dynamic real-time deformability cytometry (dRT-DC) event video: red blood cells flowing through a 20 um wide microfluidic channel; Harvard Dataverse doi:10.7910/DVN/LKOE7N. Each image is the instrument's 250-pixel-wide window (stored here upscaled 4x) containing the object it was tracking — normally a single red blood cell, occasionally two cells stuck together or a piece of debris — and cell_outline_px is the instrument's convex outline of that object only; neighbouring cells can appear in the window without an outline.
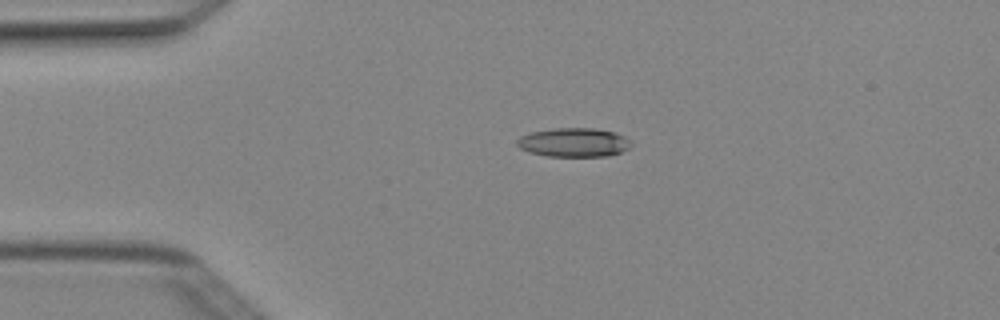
{"species": "Egyptian fruit bat (a non-hibernating species)", "species_latin": "Rousettus aegyptiacus", "temperature_condition": "cold", "stored_images_in_passage": 2, "camera_frame_rate_fps": 3000, "um_per_image_px": 0.085, "animal": {"sex": "female"}, "frame": {"image": 1, "passage_image": 2, "time_ms": 0.333, "image_size_px": [1000, 320], "cell_outline_px": [[632, 144], [628, 148], [620, 152], [608, 156], [548, 156], [528, 152], [520, 148], [516, 144], [516, 140], [520, 136], [528, 132], [556, 128], [596, 128], [616, 132], [624, 136]], "centroid_in_image_um": [48.74, 12.1], "position_along_channel_um": 36.3, "area_um2": 19.36}}